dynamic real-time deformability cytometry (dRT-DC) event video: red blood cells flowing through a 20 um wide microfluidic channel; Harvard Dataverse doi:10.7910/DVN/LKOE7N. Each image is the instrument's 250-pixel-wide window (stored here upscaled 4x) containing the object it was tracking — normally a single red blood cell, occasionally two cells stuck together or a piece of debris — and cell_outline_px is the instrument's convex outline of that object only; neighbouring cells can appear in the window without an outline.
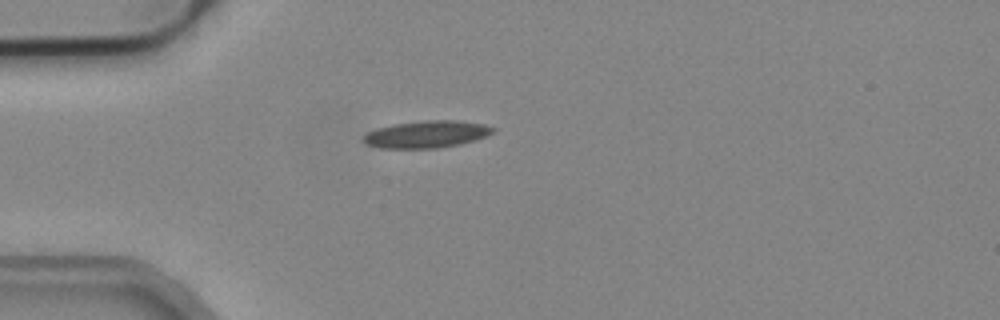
{"species": "common noctule bat (a hibernating species)", "species_latin": "Nyctalus noctula", "temperature_condition": "cold", "stored_images_in_passage": 2, "camera_frame_rate_fps": 3000, "um_per_image_px": 0.085, "animal": {"sex": "male", "body_mass_g": 19.2, "forearm_length_mm": 51.8}, "frame": {"image": 1, "passage_image": 1, "time_ms": 0.0, "image_size_px": [1000, 320], "cell_outline_px": [[496, 132], [488, 136], [476, 140], [460, 144], [436, 148], [380, 148], [364, 144], [364, 136], [368, 132], [376, 128], [392, 124], [424, 120], [456, 120], [484, 124], [496, 128]], "centroid_in_image_um": [36.3, 11.41], "position_along_channel_um": 48.7, "area_um2": 20.69}}